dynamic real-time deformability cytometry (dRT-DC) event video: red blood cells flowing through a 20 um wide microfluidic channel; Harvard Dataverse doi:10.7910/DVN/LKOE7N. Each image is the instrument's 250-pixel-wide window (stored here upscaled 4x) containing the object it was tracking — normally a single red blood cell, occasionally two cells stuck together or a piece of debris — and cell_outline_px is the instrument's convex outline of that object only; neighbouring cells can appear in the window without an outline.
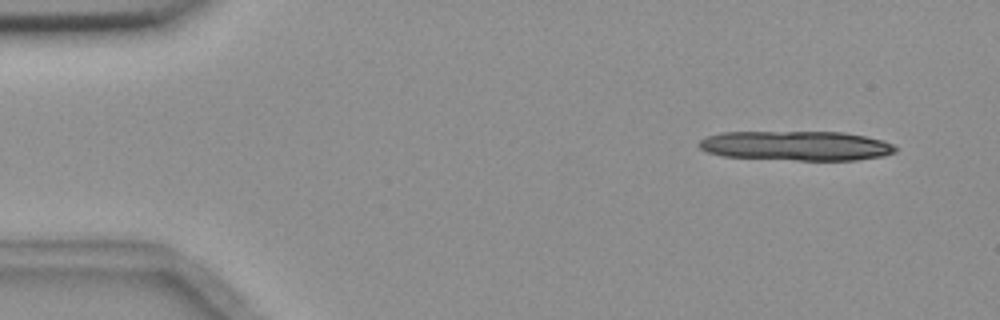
{"species": "common noctule bat (a hibernating species)", "species_latin": "Nyctalus noctula", "temperature_condition": "room temperature", "stored_images_in_passage": 6, "camera_frame_rate_fps": 3000, "um_per_image_px": 0.085, "animal": {"sex": "female", "body_mass_g": 18.4}, "frame": {"image": 1, "passage_image": 2, "time_ms": 1.0, "image_size_px": [1000, 320], "cell_outline_px": [[896, 152], [884, 156], [856, 160], [796, 160], [720, 156], [708, 152], [700, 148], [696, 144], [700, 140], [708, 136], [720, 132], [844, 132], [884, 140], [892, 144], [896, 148]], "centroid_in_image_um": [67.68, 12.39], "position_along_channel_um": 17.3, "area_um2": 33.99}}